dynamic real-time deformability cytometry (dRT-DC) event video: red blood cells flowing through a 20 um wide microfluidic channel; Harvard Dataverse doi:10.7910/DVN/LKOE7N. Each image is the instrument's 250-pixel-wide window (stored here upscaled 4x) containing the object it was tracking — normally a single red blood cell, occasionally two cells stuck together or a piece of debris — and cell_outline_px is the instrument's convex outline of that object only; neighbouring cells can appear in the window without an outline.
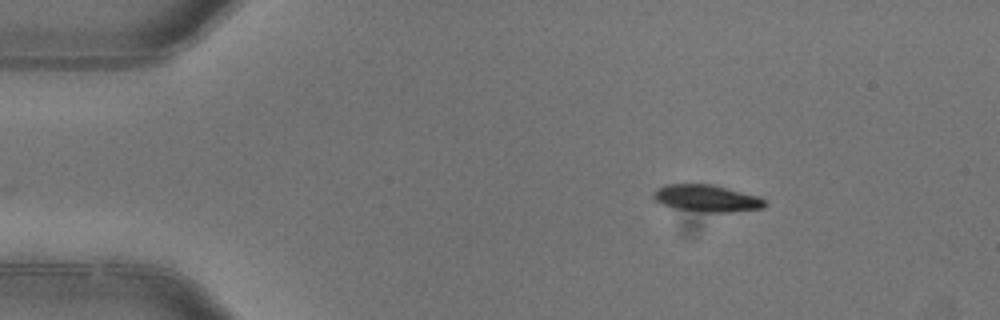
{"species": "common noctule bat (a hibernating species)", "species_latin": "Nyctalus noctula", "temperature_condition": "warm", "stored_images_in_passage": 3, "camera_frame_rate_fps": 3000, "um_per_image_px": 0.085, "animal": {"sex": "female"}, "frame": {"image": 1, "passage_image": 1, "time_ms": 0.0, "image_size_px": [1000, 320], "cell_outline_px": [[768, 204], [764, 208], [732, 212], [708, 212], [672, 208], [656, 200], [652, 196], [652, 192], [656, 188], [664, 184], [712, 184], [760, 196]], "centroid_in_image_um": [60.09, 16.85], "position_along_channel_um": 24.9, "area_um2": 17.69}}